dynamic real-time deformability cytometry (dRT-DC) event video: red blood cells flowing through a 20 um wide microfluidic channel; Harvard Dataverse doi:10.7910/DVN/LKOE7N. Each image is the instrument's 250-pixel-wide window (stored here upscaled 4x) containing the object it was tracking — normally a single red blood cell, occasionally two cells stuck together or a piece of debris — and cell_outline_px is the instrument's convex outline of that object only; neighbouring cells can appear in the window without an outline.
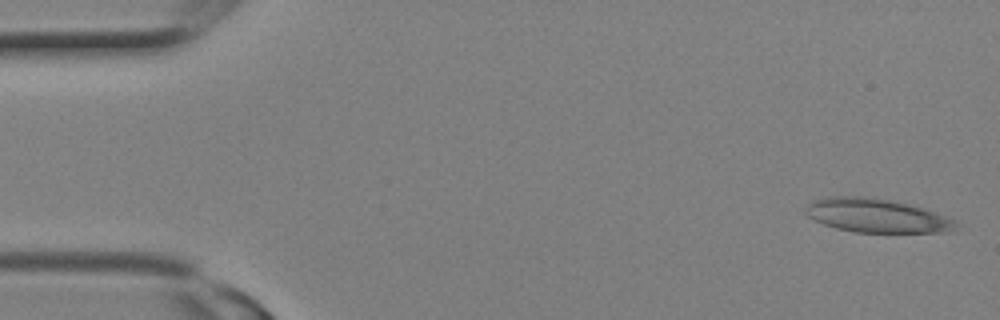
{"species": "Egyptian fruit bat (a non-hibernating species)", "species_latin": "Rousettus aegyptiacus", "temperature_condition": "room temperature", "stored_images_in_passage": 11, "camera_frame_rate_fps": 3000, "um_per_image_px": 0.085, "animal": {"sex": "female"}, "frame": {"image": 1, "passage_image": 1, "time_ms": 0.0, "image_size_px": [1000, 320], "cell_outline_px": [[960, 224], [956, 232], [856, 232], [836, 228], [824, 224], [808, 216], [804, 212], [804, 208], [812, 200], [824, 196], [864, 196], [888, 200], [920, 208], [956, 220]], "centroid_in_image_um": [74.49, 18.33], "position_along_channel_um": 10.5, "area_um2": 29.48}}
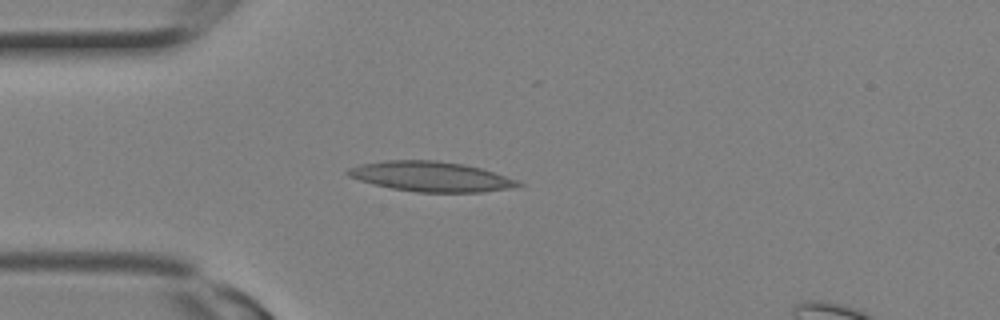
{"frame": {"image": 2, "passage_image": 7, "time_ms": 2.0, "image_size_px": [1000, 320], "cell_outline_px": [[524, 184], [516, 188], [484, 192], [416, 192], [392, 188], [360, 180], [348, 176], [344, 172], [348, 168], [360, 164], [388, 160], [436, 160], [464, 164], [480, 168], [516, 180]], "centroid_in_image_um": [36.63, 15.01], "position_along_channel_um": 48.4, "area_um2": 29.65}}
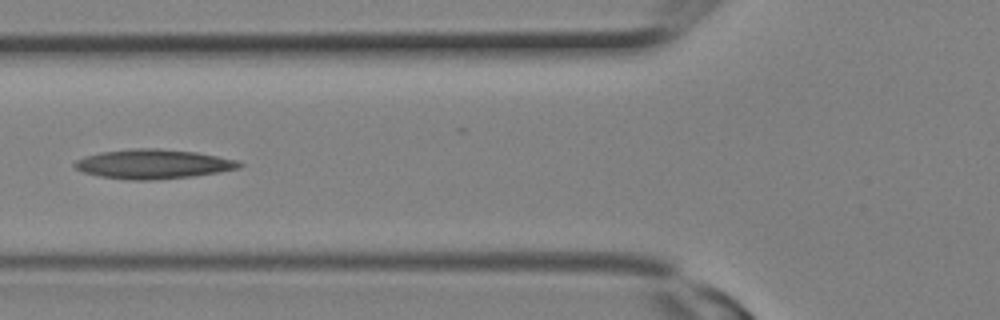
{"frame": {"image": 3, "passage_image": 10, "time_ms": 3.0, "image_size_px": [1000, 320], "cell_outline_px": [[244, 164], [240, 168], [220, 172], [192, 176], [152, 180], [132, 180], [100, 176], [84, 172], [76, 168], [72, 164], [76, 160], [84, 156], [100, 152], [132, 148], [156, 148], [196, 152], [236, 160]], "centroid_in_image_um": [13.01, 13.94], "position_along_channel_um": 112.8, "area_um2": 28.15}}